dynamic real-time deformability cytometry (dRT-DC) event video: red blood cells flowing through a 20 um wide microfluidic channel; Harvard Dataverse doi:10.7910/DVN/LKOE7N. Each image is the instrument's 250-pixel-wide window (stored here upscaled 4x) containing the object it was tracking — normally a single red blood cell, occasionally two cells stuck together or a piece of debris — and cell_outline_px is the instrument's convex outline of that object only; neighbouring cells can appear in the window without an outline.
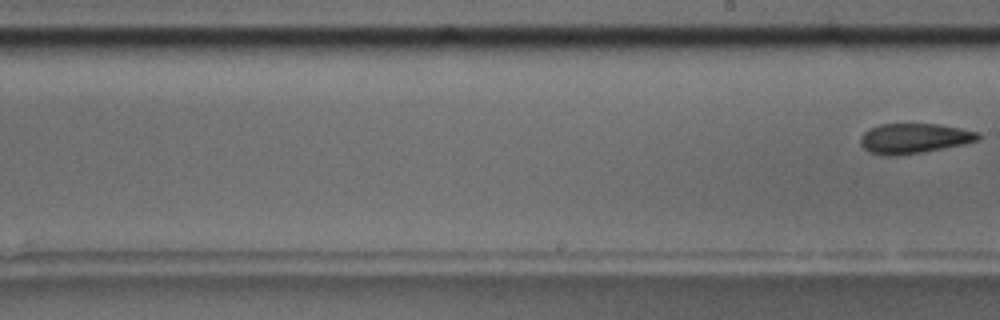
{"species": "common noctule bat (a hibernating species)", "species_latin": "Nyctalus noctula", "temperature_condition": "room temperature", "stored_images_in_passage": 10, "segment_of_instrument_passage": [2, 2], "camera_frame_rate_fps": 3000, "um_per_image_px": 0.085, "animal": {"sex": "male", "body_mass_g": 17.5, "forearm_length_mm": 52.3}, "frame": {"image": 1, "passage_image": 10, "time_ms": 11.333, "image_size_px": [1000, 320], "cell_outline_px": [[984, 136], [980, 140], [964, 144], [924, 152], [896, 156], [888, 156], [868, 152], [860, 144], [860, 136], [864, 132], [880, 124], [940, 124], [980, 132]], "centroid_in_image_um": [77.74, 11.77], "position_along_channel_um": 211.3, "area_um2": 20.87}}